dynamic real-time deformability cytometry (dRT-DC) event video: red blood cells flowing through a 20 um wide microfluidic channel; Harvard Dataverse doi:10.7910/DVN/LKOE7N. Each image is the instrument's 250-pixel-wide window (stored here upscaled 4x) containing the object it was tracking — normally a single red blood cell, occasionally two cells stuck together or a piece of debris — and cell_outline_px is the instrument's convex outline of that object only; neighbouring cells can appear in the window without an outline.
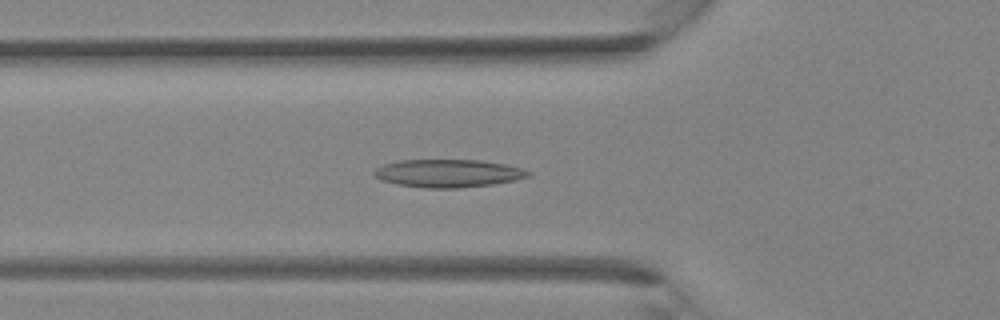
{"species": "Egyptian fruit bat (a non-hibernating species)", "species_latin": "Rousettus aegyptiacus", "temperature_condition": "room temperature", "stored_images_in_passage": 28, "camera_frame_rate_fps": 3000, "um_per_image_px": 0.085, "animal": {"sex": "female"}, "frame": {"image": 1, "passage_image": 4, "time_ms": 1.0, "image_size_px": [1000, 320], "cell_outline_px": [[532, 172], [528, 176], [516, 180], [492, 184], [460, 188], [424, 188], [396, 184], [380, 180], [372, 172], [376, 168], [384, 164], [400, 160], [480, 160], [504, 164], [524, 168]], "centroid_in_image_um": [38.09, 14.73], "position_along_channel_um": 87.7, "area_um2": 25.14}}
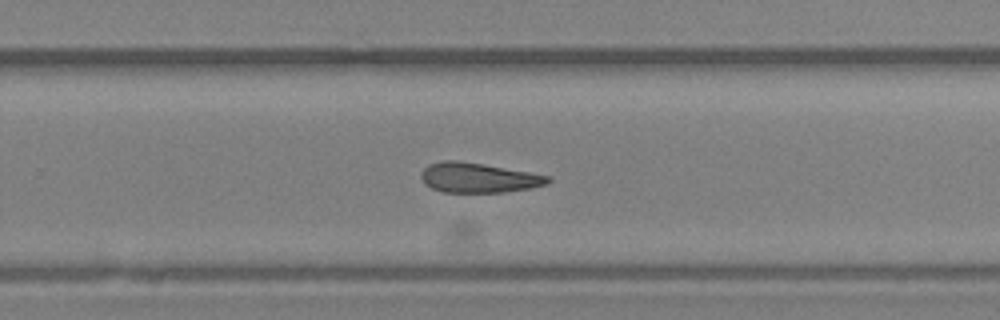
{"frame": {"image": 2, "passage_image": 15, "time_ms": 4.667, "image_size_px": [1000, 320], "cell_outline_px": [[552, 180], [548, 184], [532, 188], [504, 192], [444, 192], [432, 188], [424, 184], [420, 176], [420, 172], [428, 164], [444, 160], [460, 160], [484, 164], [552, 176]], "centroid_in_image_um": [40.68, 15.1], "position_along_channel_um": 289.1, "area_um2": 22.31}}
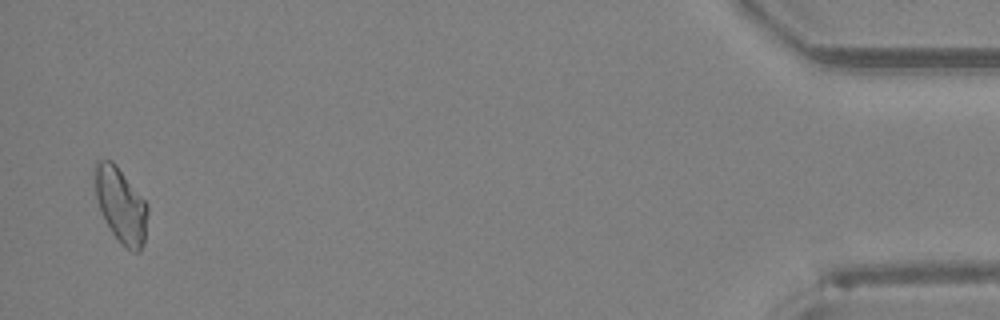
{"frame": {"image": 3, "passage_image": 27, "time_ms": 8.667, "image_size_px": [1000, 320], "cell_outline_px": [[148, 212], [144, 244], [140, 252], [132, 252], [112, 232], [104, 220], [100, 212], [96, 200], [92, 168], [96, 160], [112, 160], [116, 164], [148, 204]], "centroid_in_image_um": [10.24, 17.39], "position_along_channel_um": 425.0, "area_um2": 23.41}}